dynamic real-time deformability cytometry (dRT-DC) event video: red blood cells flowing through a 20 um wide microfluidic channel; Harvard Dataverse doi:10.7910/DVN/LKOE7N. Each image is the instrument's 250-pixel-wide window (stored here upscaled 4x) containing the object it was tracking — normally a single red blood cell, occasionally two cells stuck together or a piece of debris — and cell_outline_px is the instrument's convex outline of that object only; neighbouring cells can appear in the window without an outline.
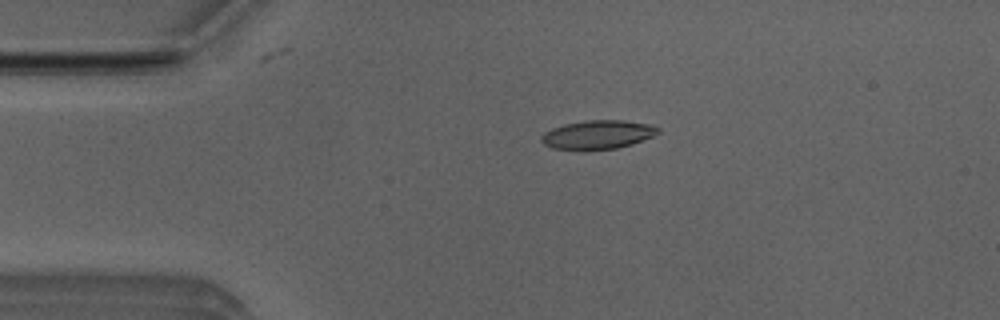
{"species": "Egyptian fruit bat (a non-hibernating species)", "species_latin": "Rousettus aegyptiacus", "temperature_condition": "room temperature", "stored_images_in_passage": 4, "camera_frame_rate_fps": 3000, "um_per_image_px": 0.085, "animal": {"sex": "male"}, "frame": {"image": 1, "passage_image": 3, "time_ms": 0.667, "image_size_px": [1000, 320], "cell_outline_px": [[660, 132], [652, 136], [632, 144], [616, 148], [588, 152], [584, 152], [552, 148], [544, 144], [540, 140], [540, 136], [544, 132], [552, 128], [564, 124], [588, 120], [624, 120], [648, 124], [660, 128]], "centroid_in_image_um": [50.76, 11.48], "position_along_channel_um": 34.2, "area_um2": 20.06}}